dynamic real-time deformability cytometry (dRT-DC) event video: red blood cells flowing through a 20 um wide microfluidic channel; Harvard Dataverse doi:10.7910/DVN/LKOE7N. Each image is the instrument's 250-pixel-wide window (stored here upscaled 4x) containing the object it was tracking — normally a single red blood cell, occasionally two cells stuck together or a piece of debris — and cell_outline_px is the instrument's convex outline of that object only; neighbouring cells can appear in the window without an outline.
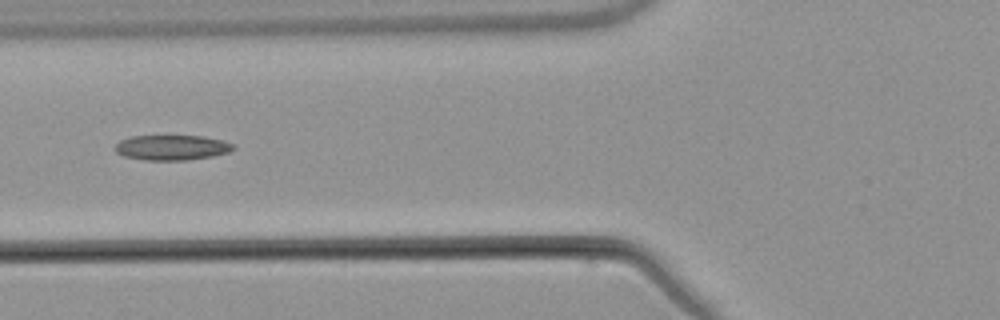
{"species": "common noctule bat (a hibernating species)", "species_latin": "Nyctalus noctula", "temperature_condition": "warm", "stored_images_in_passage": 6, "camera_frame_rate_fps": 3000, "um_per_image_px": 0.085, "animal": {"sex": "male", "body_mass_g": 21.5, "forearm_length_mm": 52.0}, "frame": {"image": 1, "passage_image": 6, "time_ms": 6.0, "image_size_px": [1000, 320], "cell_outline_px": [[236, 148], [228, 152], [212, 156], [188, 160], [144, 160], [124, 156], [116, 152], [116, 144], [120, 140], [132, 136], [204, 136], [224, 140], [232, 144]], "centroid_in_image_um": [14.62, 12.54], "position_along_channel_um": 111.2, "area_um2": 17.28}}